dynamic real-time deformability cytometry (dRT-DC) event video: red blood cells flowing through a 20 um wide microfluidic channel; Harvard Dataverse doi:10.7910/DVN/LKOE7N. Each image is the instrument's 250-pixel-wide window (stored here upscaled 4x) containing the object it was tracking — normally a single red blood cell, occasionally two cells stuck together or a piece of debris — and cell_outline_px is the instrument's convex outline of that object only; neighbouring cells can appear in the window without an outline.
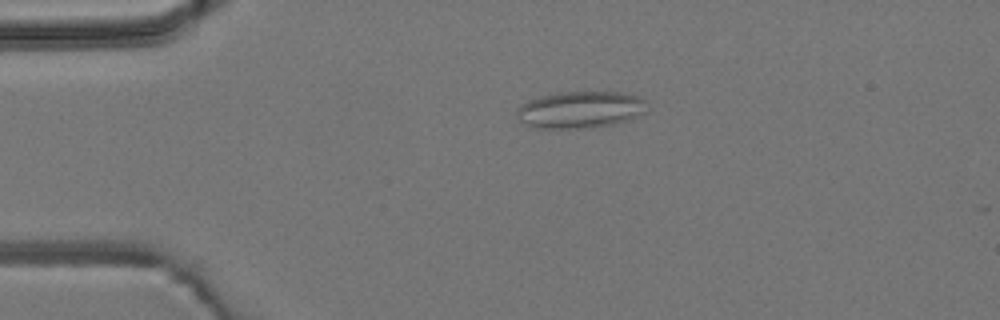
{"species": "common noctule bat (a hibernating species)", "species_latin": "Nyctalus noctula", "temperature_condition": "room temperature", "stored_images_in_passage": 5, "camera_frame_rate_fps": 3000, "um_per_image_px": 0.085, "animal": {"sex": "male", "body_mass_g": 19.2, "forearm_length_mm": 51.8}, "frame": {"image": 1, "passage_image": 3, "time_ms": 2.333, "image_size_px": [1000, 320], "cell_outline_px": [[644, 112], [628, 120], [612, 124], [584, 128], [536, 128], [520, 120], [516, 112], [516, 108], [520, 104], [528, 100], [540, 96], [556, 92], [620, 92], [640, 96], [644, 100]], "centroid_in_image_um": [49.28, 9.31], "position_along_channel_um": 35.7, "area_um2": 27.8}}